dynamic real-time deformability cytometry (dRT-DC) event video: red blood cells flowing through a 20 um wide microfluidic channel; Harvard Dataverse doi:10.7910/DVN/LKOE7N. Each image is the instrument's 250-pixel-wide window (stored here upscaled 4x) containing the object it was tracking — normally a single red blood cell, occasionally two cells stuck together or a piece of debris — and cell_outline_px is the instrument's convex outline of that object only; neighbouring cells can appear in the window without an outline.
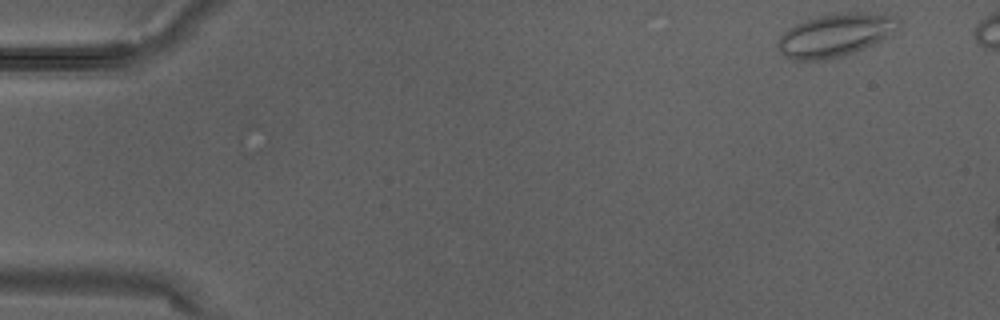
{"species": "Egyptian fruit bat (a non-hibernating species)", "species_latin": "Rousettus aegyptiacus", "temperature_condition": "warm", "stored_images_in_passage": 3, "camera_frame_rate_fps": 3000, "um_per_image_px": 0.085, "animal": {"sex": "male"}, "frame": {"image": 1, "passage_image": 1, "time_ms": 0.0, "image_size_px": [1000, 320], "cell_outline_px": [[900, 28], [880, 40], [872, 44], [852, 52], [840, 56], [824, 60], [792, 60], [784, 56], [776, 48], [776, 44], [780, 36], [784, 32], [796, 24], [832, 12], [864, 12], [896, 16], [900, 20]], "centroid_in_image_um": [70.99, 2.97], "position_along_channel_um": 14.0, "area_um2": 30.11}}